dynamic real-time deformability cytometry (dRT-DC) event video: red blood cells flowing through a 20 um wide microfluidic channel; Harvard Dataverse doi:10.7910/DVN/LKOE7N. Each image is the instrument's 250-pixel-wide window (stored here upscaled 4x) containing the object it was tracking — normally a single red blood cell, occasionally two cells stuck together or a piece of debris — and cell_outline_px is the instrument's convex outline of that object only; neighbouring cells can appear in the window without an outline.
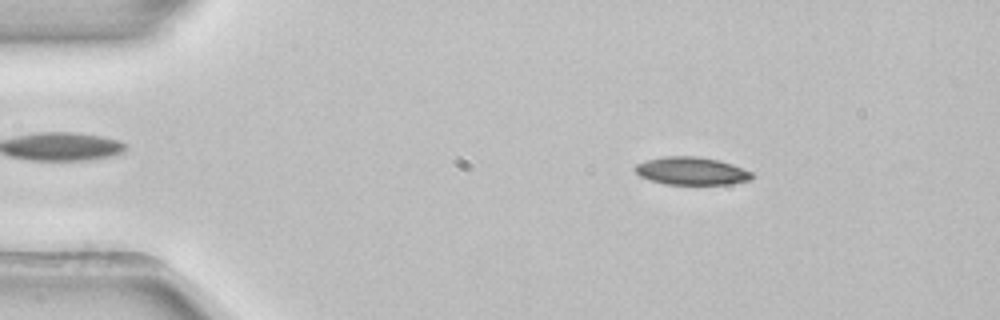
{"species": "common noctule bat (a hibernating species)", "species_latin": "Nyctalus noctula", "temperature_condition": "room temperature", "stored_images_in_passage": 45, "camera_frame_rate_fps": 3000, "um_per_image_px": 0.085, "animal": {"sex": "female", "body_mass_g": 22.7, "forearm_length_mm": 54.2}, "frame": {"image": 1, "passage_image": 1, "time_ms": 0.0, "image_size_px": [1000, 320], "cell_outline_px": [[752, 180], [728, 184], [664, 184], [640, 176], [632, 168], [636, 164], [648, 160], [664, 156], [696, 156], [720, 160], [732, 164], [752, 172]], "centroid_in_image_um": [58.78, 14.53], "position_along_channel_um": 26.2, "area_um2": 18.9}}
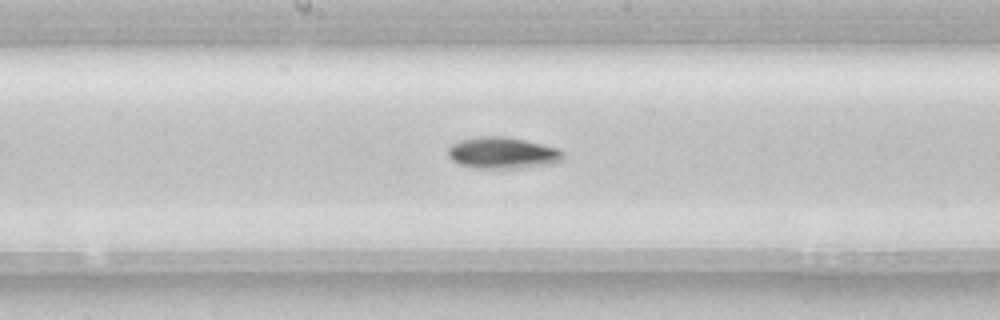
{"frame": {"image": 2, "passage_image": 20, "time_ms": 6.333, "image_size_px": [1000, 320], "cell_outline_px": [[564, 160], [556, 164], [520, 168], [476, 168], [460, 164], [452, 160], [448, 156], [448, 148], [452, 144], [460, 140], [480, 136], [504, 136], [524, 140], [560, 148], [564, 152]], "centroid_in_image_um": [42.78, 13.0], "position_along_channel_um": 205.4, "area_um2": 21.39}}
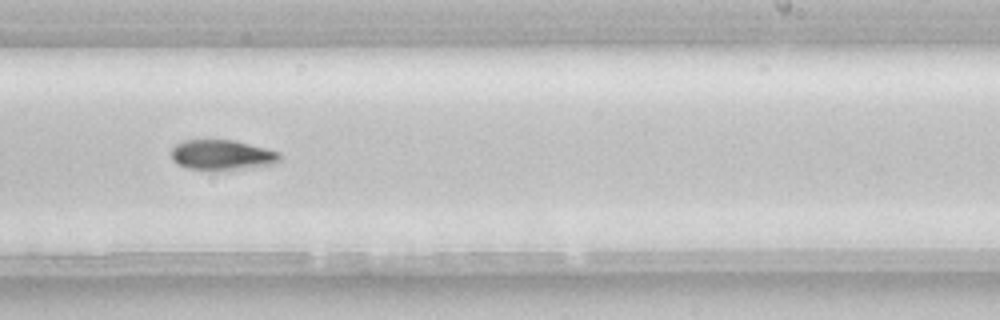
{"frame": {"image": 3, "passage_image": 25, "time_ms": 8.0, "image_size_px": [1000, 320], "cell_outline_px": [[280, 160], [276, 164], [244, 168], [188, 168], [176, 164], [172, 160], [172, 148], [180, 140], [236, 140], [280, 152]], "centroid_in_image_um": [18.88, 13.13], "position_along_channel_um": 270.1, "area_um2": 18.73}, "authors_computed_cell_mechanics": {"area_um2": 19.363, "velocity_mm_per_s": 3.9101, "shape_relaxation_time_tau1_ms": 4.7274, "shape_relaxation_time_tau2_ms": null, "deformation_change_tau1": 0.1277, "deformation_change_tau2": null}}